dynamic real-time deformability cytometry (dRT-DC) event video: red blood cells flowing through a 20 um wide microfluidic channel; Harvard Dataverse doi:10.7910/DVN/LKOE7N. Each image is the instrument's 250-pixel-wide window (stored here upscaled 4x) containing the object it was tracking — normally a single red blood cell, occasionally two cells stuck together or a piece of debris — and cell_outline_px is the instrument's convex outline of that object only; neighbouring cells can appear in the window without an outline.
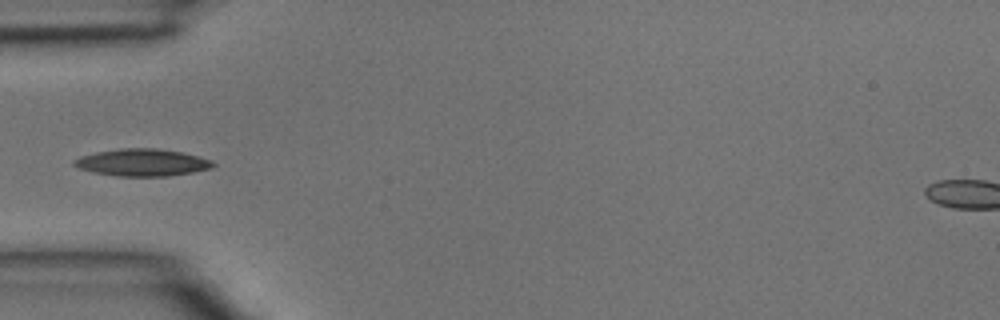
{"species": "common noctule bat (a hibernating species)", "species_latin": "Nyctalus noctula", "temperature_condition": "room temperature", "stored_images_in_passage": 4, "camera_frame_rate_fps": 3000, "um_per_image_px": 0.085, "animal": {"sex": "male", "body_mass_g": 15.6}, "frame": {"image": 1, "passage_image": 4, "time_ms": 1.0, "image_size_px": [1000, 320], "cell_outline_px": [[216, 164], [212, 168], [192, 172], [168, 176], [116, 176], [92, 172], [80, 168], [72, 164], [72, 160], [80, 156], [96, 152], [120, 148], [156, 148], [180, 152], [212, 160]], "centroid_in_image_um": [12.06, 13.81], "position_along_channel_um": 72.9, "area_um2": 21.96}}